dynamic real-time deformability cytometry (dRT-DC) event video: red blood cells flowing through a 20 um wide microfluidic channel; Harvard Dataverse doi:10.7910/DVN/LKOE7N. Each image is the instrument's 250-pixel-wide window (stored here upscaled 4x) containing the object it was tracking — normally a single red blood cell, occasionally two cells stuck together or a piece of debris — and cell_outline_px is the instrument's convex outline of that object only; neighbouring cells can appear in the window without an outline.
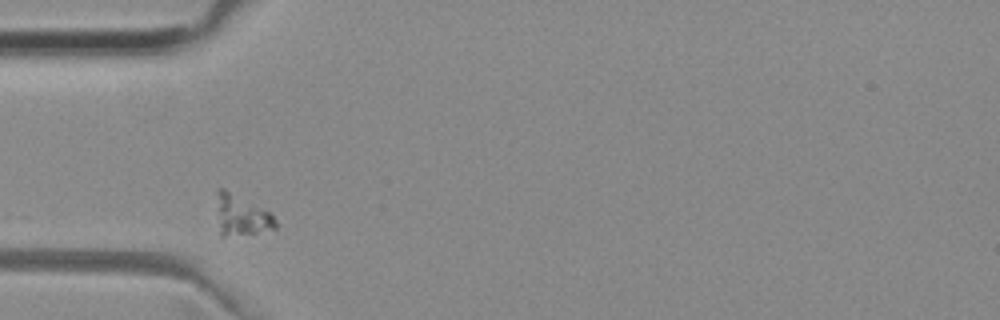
{"species": "common noctule bat (a hibernating species)", "species_latin": "Nyctalus noctula", "temperature_condition": "room temperature", "stored_images_in_passage": 28, "camera_frame_rate_fps": 3000, "um_per_image_px": 0.085, "animal": {"sex": "female", "body_mass_g": 29.2, "forearm_length_mm": 56.3}, "frame": {"image": 1, "passage_image": 1, "time_ms": 0.0, "image_size_px": [1000, 320], "cell_outline_px": [[276, 228], [256, 232], [224, 236], [220, 236], [216, 192], [216, 188], [224, 188], [268, 212], [276, 220]], "centroid_in_image_um": [20.47, 18.29], "position_along_channel_um": 64.5, "area_um2": 13.41}}
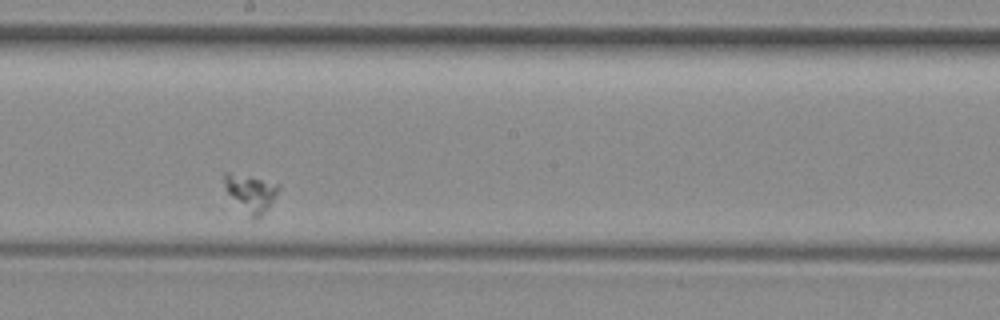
{"frame": {"image": 2, "passage_image": 15, "time_ms": 4.667, "image_size_px": [1000, 320], "cell_outline_px": [[280, 188], [268, 208], [260, 220], [256, 220], [228, 192], [224, 184], [224, 172], [228, 172], [252, 176], [280, 184]], "centroid_in_image_um": [21.37, 16.37], "position_along_channel_um": 226.8, "area_um2": 11.44}}
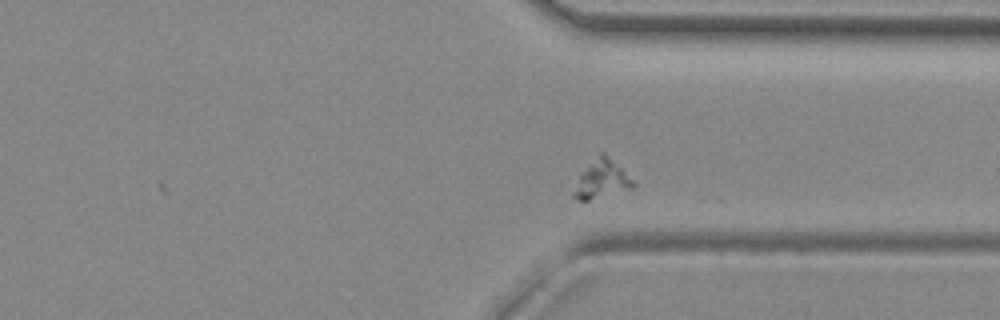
{"frame": {"image": 3, "passage_image": 26, "time_ms": 8.333, "image_size_px": [1000, 320], "cell_outline_px": [[636, 184], [632, 188], [588, 200], [580, 200], [572, 196], [572, 192], [580, 172], [600, 152], [604, 152]], "centroid_in_image_um": [51.08, 15.23], "position_along_channel_um": 360.3, "area_um2": 12.89}}